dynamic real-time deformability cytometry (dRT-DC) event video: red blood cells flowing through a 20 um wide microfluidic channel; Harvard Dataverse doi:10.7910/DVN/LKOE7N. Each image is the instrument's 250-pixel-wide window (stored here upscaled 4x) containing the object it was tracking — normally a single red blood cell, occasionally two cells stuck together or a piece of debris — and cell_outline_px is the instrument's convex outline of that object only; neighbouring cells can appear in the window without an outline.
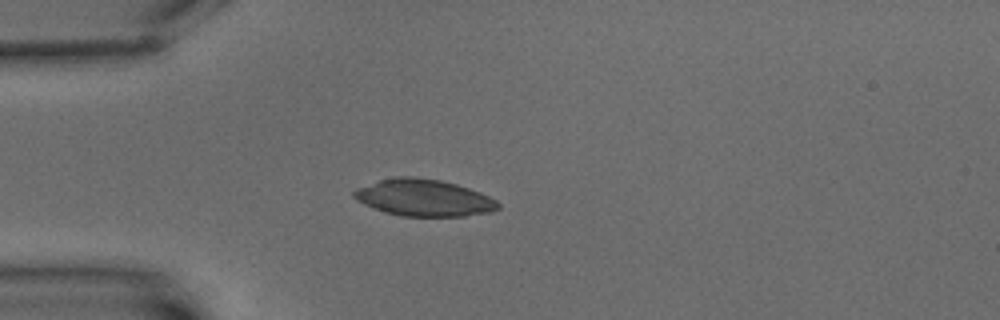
{"species": "common noctule bat (a hibernating species)", "species_latin": "Nyctalus noctula", "temperature_condition": "warm", "stored_images_in_passage": 5, "camera_frame_rate_fps": 3000, "um_per_image_px": 0.085, "animal": {"sex": "male", "body_mass_g": 15.6}, "frame": {"image": 1, "passage_image": 5, "time_ms": 4.667, "image_size_px": [1000, 320], "cell_outline_px": [[500, 208], [492, 212], [464, 216], [400, 216], [384, 212], [372, 208], [356, 200], [352, 196], [352, 192], [356, 188], [380, 180], [396, 176], [416, 176], [440, 180], [456, 184], [480, 192], [496, 200], [500, 204]], "centroid_in_image_um": [36.01, 16.81], "position_along_channel_um": 49.0, "area_um2": 31.15}}